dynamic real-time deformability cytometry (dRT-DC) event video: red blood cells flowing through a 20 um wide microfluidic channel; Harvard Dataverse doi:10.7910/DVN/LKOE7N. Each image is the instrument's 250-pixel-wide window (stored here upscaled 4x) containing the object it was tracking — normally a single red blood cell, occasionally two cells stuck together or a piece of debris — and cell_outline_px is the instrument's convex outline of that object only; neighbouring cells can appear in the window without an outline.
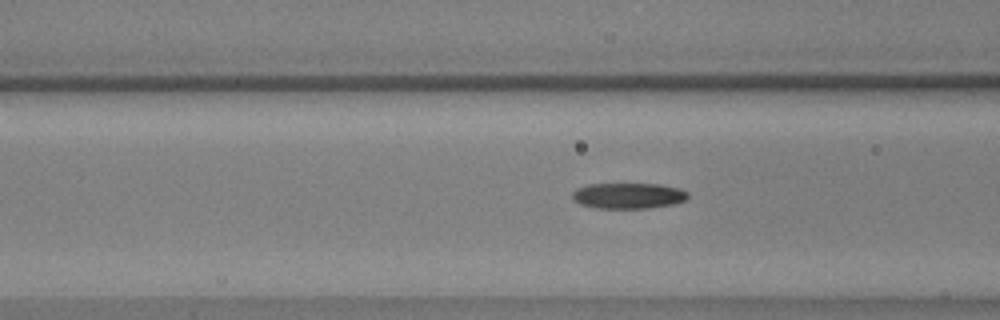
{"species": "common noctule bat (a hibernating species)", "species_latin": "Nyctalus noctula", "temperature_condition": "warm", "stored_images_in_passage": 45, "camera_frame_rate_fps": 3000, "um_per_image_px": 0.085, "animal": {"sex": "male", "body_mass_g": 17.9, "forearm_length_mm": 54.2}, "frame": {"image": 1, "passage_image": 22, "time_ms": 7.0, "image_size_px": [1000, 320], "cell_outline_px": [[688, 200], [672, 204], [648, 208], [596, 208], [580, 204], [572, 200], [572, 192], [576, 188], [588, 184], [660, 184], [680, 188], [688, 192]], "centroid_in_image_um": [53.4, 16.63], "position_along_channel_um": 113.2, "area_um2": 17.51}}
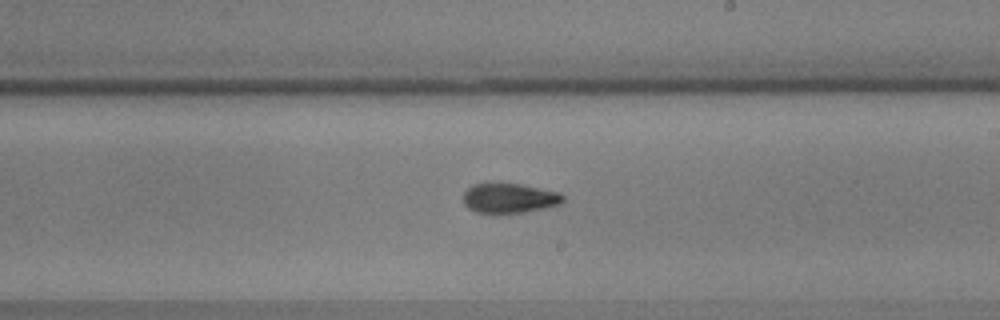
{"frame": {"image": 2, "passage_image": 33, "time_ms": 10.667, "image_size_px": [1000, 320], "cell_outline_px": [[564, 200], [560, 204], [544, 208], [524, 212], [476, 212], [468, 208], [464, 204], [464, 192], [472, 184], [484, 180], [488, 180], [524, 184], [560, 192], [564, 196]], "centroid_in_image_um": [43.27, 16.77], "position_along_channel_um": 245.7, "area_um2": 17.92}}
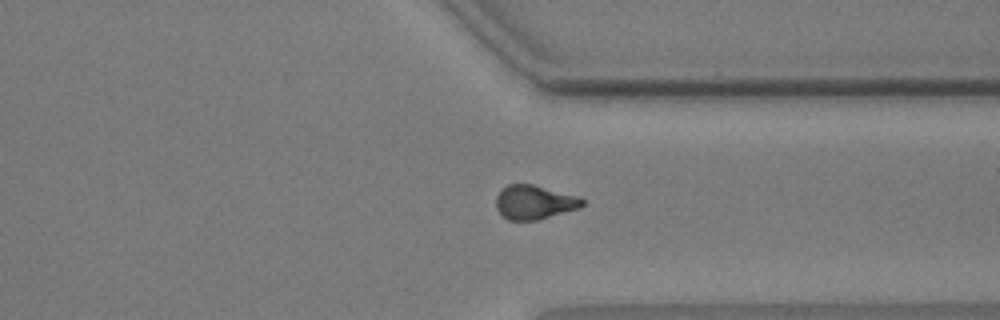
{"frame": {"image": 3, "passage_image": 43, "time_ms": 14.0, "image_size_px": [1000, 320], "cell_outline_px": [[584, 204], [580, 208], [536, 220], [508, 220], [496, 208], [496, 196], [500, 188], [508, 184], [532, 184], [580, 196], [584, 200]], "centroid_in_image_um": [45.42, 17.17], "position_along_channel_um": 366.0, "area_um2": 17.22}}